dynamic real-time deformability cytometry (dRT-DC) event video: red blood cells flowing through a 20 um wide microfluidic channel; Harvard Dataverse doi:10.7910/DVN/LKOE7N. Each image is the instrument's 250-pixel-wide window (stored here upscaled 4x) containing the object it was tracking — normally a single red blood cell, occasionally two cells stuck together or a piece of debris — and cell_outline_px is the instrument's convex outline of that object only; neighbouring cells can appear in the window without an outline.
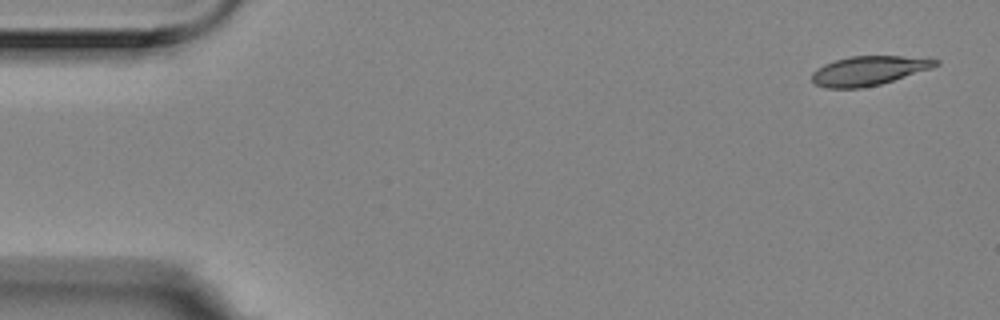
{"species": "Egyptian fruit bat (a non-hibernating species)", "species_latin": "Rousettus aegyptiacus", "temperature_condition": "room temperature", "stored_images_in_passage": 4, "camera_frame_rate_fps": 3000, "um_per_image_px": 0.085, "animal": {"sex": "female"}, "frame": {"image": 1, "passage_image": 1, "time_ms": 0.0, "image_size_px": [1000, 320], "cell_outline_px": [[940, 64], [932, 68], [880, 84], [860, 88], [824, 88], [816, 84], [812, 80], [812, 72], [816, 68], [824, 64], [836, 60], [852, 56], [900, 56], [940, 60]], "centroid_in_image_um": [73.81, 6.01], "position_along_channel_um": 11.2, "area_um2": 20.92}}
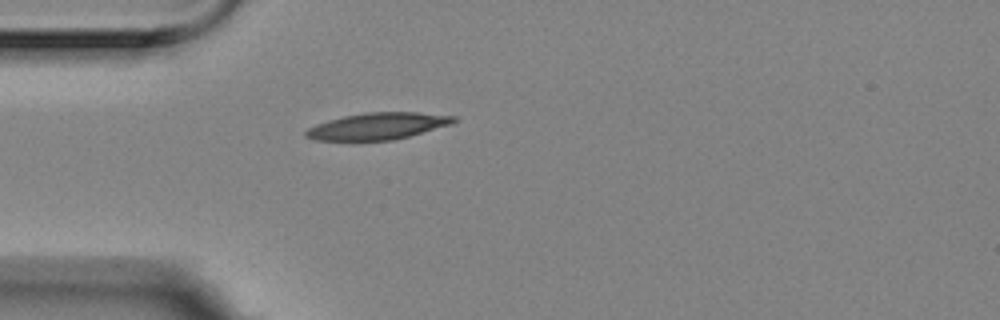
{"frame": {"image": 2, "passage_image": 4, "time_ms": 1.0, "image_size_px": [1000, 320], "cell_outline_px": [[460, 120], [452, 124], [408, 136], [392, 140], [316, 140], [304, 136], [304, 132], [308, 128], [316, 124], [328, 120], [344, 116], [364, 112], [420, 112], [456, 116]], "centroid_in_image_um": [32.14, 10.71], "position_along_channel_um": 52.9, "area_um2": 23.06}}